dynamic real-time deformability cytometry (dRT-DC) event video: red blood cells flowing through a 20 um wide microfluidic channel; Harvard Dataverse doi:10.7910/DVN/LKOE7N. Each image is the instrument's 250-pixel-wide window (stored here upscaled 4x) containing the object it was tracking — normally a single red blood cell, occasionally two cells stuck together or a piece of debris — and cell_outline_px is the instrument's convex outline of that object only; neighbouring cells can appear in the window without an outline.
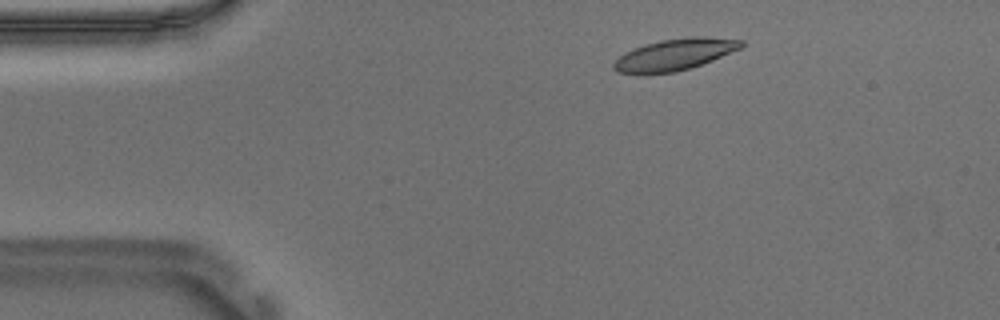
{"species": "Egyptian fruit bat (a non-hibernating species)", "species_latin": "Rousettus aegyptiacus", "temperature_condition": "warm", "stored_images_in_passage": 50, "camera_frame_rate_fps": 3000, "um_per_image_px": 0.085, "animal": {"sex": "male"}, "frame": {"image": 1, "passage_image": 5, "time_ms": 1.333, "image_size_px": [1000, 320], "cell_outline_px": [[744, 44], [740, 48], [712, 60], [676, 72], [620, 72], [612, 68], [612, 64], [624, 52], [644, 44], [660, 40], [692, 36], [704, 36], [744, 40]], "centroid_in_image_um": [57.37, 4.6], "position_along_channel_um": 27.6, "area_um2": 22.89}}
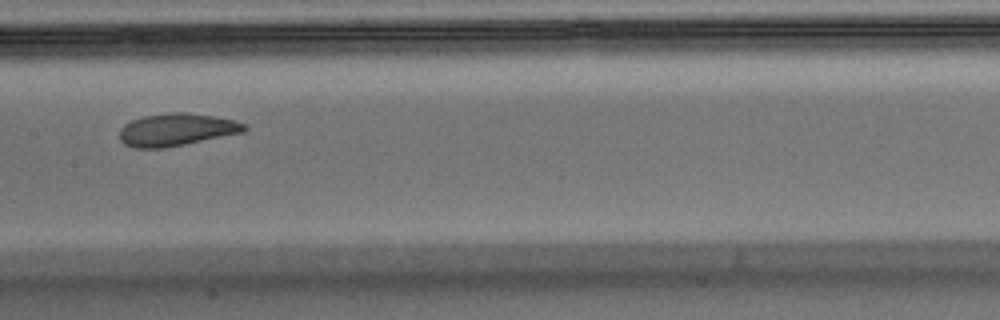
{"frame": {"image": 2, "passage_image": 23, "time_ms": 7.333, "image_size_px": [1000, 320], "cell_outline_px": [[248, 128], [244, 132], [164, 148], [132, 148], [124, 144], [120, 140], [120, 128], [124, 124], [132, 120], [144, 116], [168, 112], [184, 112], [212, 116], [232, 120], [244, 124]], "centroid_in_image_um": [14.95, 11.02], "position_along_channel_um": 192.4, "area_um2": 23.47}}
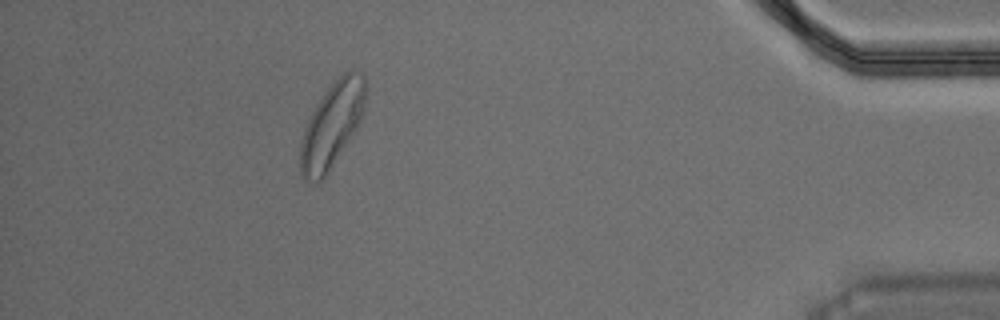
{"frame": {"image": 3, "passage_image": 45, "time_ms": 14.667, "image_size_px": [1000, 320], "cell_outline_px": [[368, 88], [360, 120], [356, 128], [324, 180], [304, 180], [300, 176], [300, 140], [304, 128], [316, 104], [328, 88], [344, 72], [352, 68], [360, 72], [364, 76]], "centroid_in_image_um": [28.21, 10.61], "position_along_channel_um": 407.0, "area_um2": 32.25}, "authors_computed_cell_mechanics": {"area_um2": 23.8136, "velocity_mm_per_s": 3.6575, "shape_relaxation_time_tau1_ms": 6.7545, "shape_relaxation_time_tau2_ms": 1.4665, "deformation_change_tau1": 0.1718, "deformation_change_tau2": 0.0717}}